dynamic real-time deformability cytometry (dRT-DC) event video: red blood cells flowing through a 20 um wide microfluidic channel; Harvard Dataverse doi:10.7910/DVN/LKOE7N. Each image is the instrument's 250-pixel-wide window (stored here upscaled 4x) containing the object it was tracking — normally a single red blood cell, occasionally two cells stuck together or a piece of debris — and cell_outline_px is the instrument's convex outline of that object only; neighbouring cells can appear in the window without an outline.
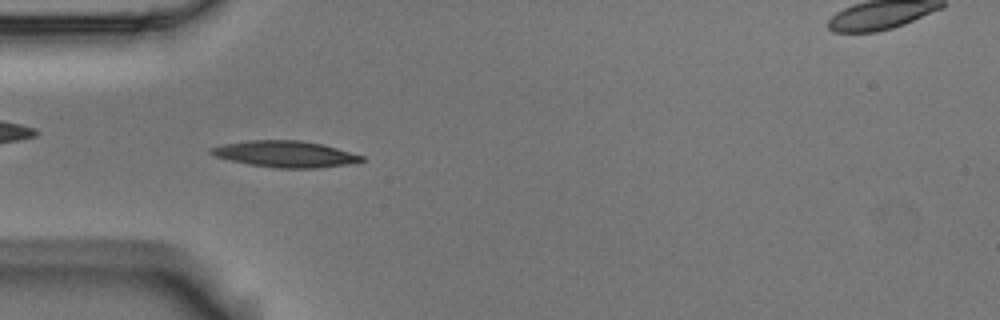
{"species": "Egyptian fruit bat (a non-hibernating species)", "species_latin": "Rousettus aegyptiacus", "temperature_condition": "room temperature", "stored_images_in_passage": 5, "camera_frame_rate_fps": 3000, "um_per_image_px": 0.085, "animal": {"sex": "male"}, "frame": {"image": 1, "passage_image": 4, "time_ms": 1.0, "image_size_px": [1000, 320], "cell_outline_px": [[364, 160], [348, 164], [320, 168], [276, 168], [248, 164], [212, 156], [208, 152], [208, 148], [224, 144], [248, 140], [300, 140], [320, 144], [336, 148], [364, 156]], "centroid_in_image_um": [24.18, 13.09], "position_along_channel_um": 60.8, "area_um2": 23.12}}
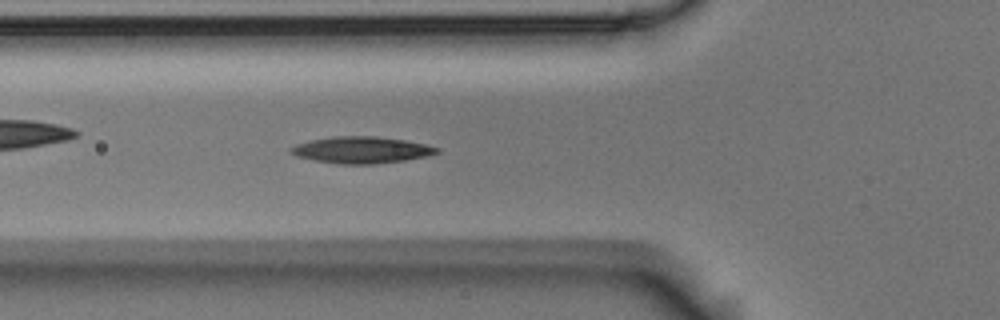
{"frame": {"image": 2, "passage_image": 5, "time_ms": 1.333, "image_size_px": [1000, 320], "cell_outline_px": [[440, 152], [428, 156], [404, 160], [376, 164], [336, 164], [296, 156], [288, 148], [296, 144], [308, 140], [332, 136], [376, 136], [404, 140], [424, 144], [440, 148]], "centroid_in_image_um": [30.71, 12.74], "position_along_channel_um": 95.1, "area_um2": 22.72}}